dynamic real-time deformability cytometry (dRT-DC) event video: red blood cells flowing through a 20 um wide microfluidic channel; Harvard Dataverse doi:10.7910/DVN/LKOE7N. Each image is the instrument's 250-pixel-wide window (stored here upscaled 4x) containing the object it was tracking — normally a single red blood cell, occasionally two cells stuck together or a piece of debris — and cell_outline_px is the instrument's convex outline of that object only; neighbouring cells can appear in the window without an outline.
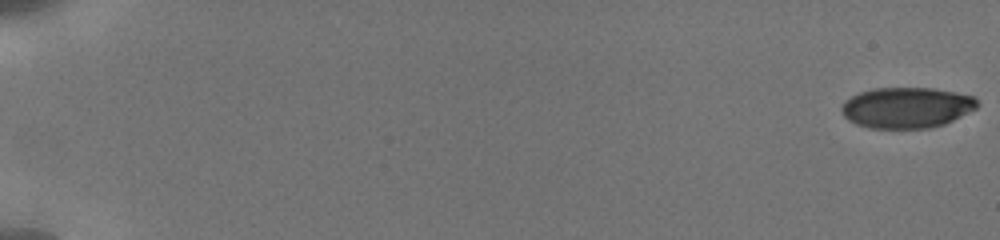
{"species": "human", "species_latin": "Homo sapiens", "temperature_condition": "cold", "stored_images_in_passage": 50, "camera_frame_rate_fps": 3000, "um_per_image_px": 0.085, "donor": {"sex": "male"}, "frame": {"image": 1, "passage_image": 1, "time_ms": 0.0, "image_size_px": [1000, 240], "cell_outline_px": [[980, 104], [976, 108], [944, 124], [932, 128], [868, 128], [856, 124], [848, 120], [844, 116], [840, 108], [844, 100], [860, 92], [872, 88], [932, 88], [956, 92], [972, 96]], "centroid_in_image_um": [77.03, 9.15], "position_along_channel_um": 8.0, "area_um2": 32.31}}
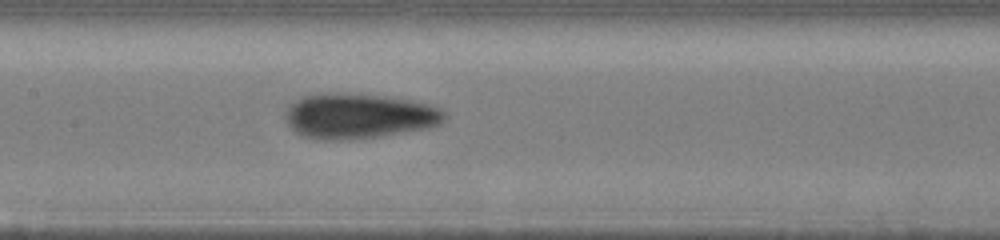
{"frame": {"image": 2, "passage_image": 30, "time_ms": 9.667, "image_size_px": [1000, 240], "cell_outline_px": [[448, 116], [440, 124], [428, 128], [380, 136], [348, 140], [324, 140], [304, 136], [296, 132], [288, 124], [284, 116], [284, 112], [288, 104], [300, 96], [324, 92], [336, 92], [384, 96], [408, 100], [428, 104], [444, 108]], "centroid_in_image_um": [30.48, 9.85], "position_along_channel_um": 176.9, "area_um2": 42.48}}
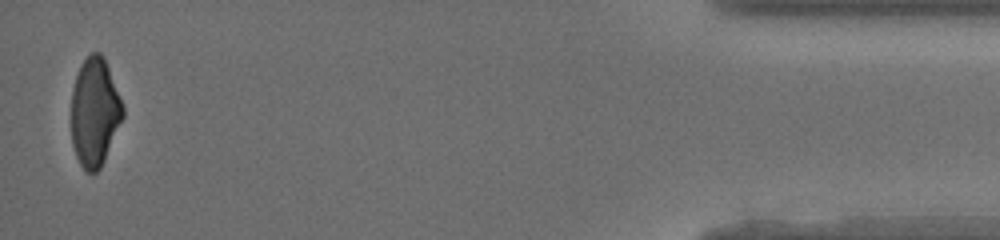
{"frame": {"image": 3, "passage_image": 50, "time_ms": 18.0, "image_size_px": [1000, 240], "cell_outline_px": [[124, 116], [104, 160], [100, 168], [96, 172], [88, 172], [80, 164], [76, 156], [72, 144], [72, 88], [80, 64], [92, 52], [100, 52], [104, 56], [124, 108]], "centroid_in_image_um": [8.05, 9.51], "position_along_channel_um": 427.2, "area_um2": 32.37}, "authors_computed_cell_mechanics": {"area_um2": 37.1365, "velocity_mm_per_s": 3.8598, "shape_relaxation_time_tau1_ms": 5.105, "shape_relaxation_time_tau2_ms": 3.2512, "deformation_change_tau1": 0.1249, "deformation_change_tau2": 0.0724}}